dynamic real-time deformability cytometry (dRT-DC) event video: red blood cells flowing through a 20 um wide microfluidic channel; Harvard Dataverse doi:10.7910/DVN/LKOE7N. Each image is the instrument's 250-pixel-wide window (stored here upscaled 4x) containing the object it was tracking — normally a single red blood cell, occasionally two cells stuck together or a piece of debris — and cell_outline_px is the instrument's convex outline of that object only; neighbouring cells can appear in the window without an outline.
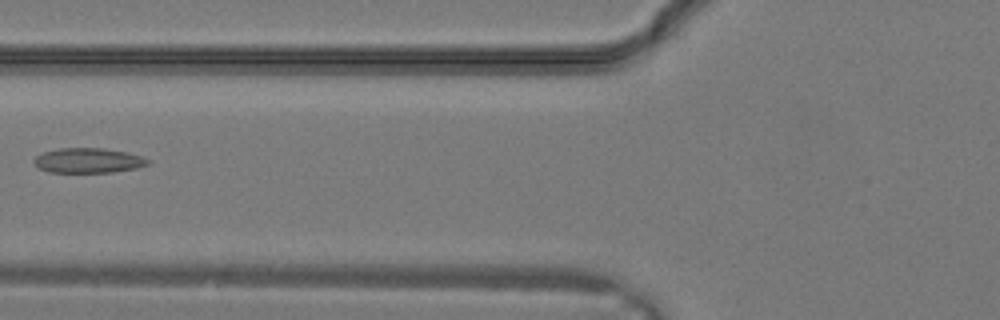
{"species": "common noctule bat (a hibernating species)", "species_latin": "Nyctalus noctula", "temperature_condition": "warm", "stored_images_in_passage": 4, "camera_frame_rate_fps": 3000, "um_per_image_px": 0.085, "animal": {"sex": "male", "body_mass_g": 19.2, "forearm_length_mm": 51.8}, "frame": {"image": 1, "passage_image": 3, "time_ms": 0.667, "image_size_px": [1000, 320], "cell_outline_px": [[148, 164], [136, 168], [112, 172], [48, 172], [32, 164], [32, 160], [36, 156], [44, 152], [60, 148], [104, 148], [128, 152], [140, 156], [148, 160]], "centroid_in_image_um": [7.45, 13.64], "position_along_channel_um": 118.3, "area_um2": 16.47}}